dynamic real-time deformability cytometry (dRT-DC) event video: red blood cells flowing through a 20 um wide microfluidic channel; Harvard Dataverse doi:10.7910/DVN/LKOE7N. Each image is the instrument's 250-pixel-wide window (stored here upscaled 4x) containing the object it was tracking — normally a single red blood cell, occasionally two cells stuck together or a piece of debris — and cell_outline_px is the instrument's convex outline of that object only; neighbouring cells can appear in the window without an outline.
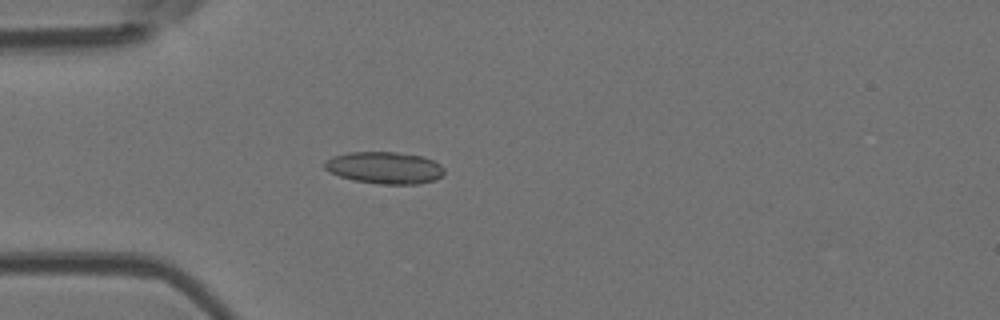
{"species": "Egyptian fruit bat (a non-hibernating species)", "species_latin": "Rousettus aegyptiacus", "temperature_condition": "room temperature", "stored_images_in_passage": 4, "camera_frame_rate_fps": 3000, "um_per_image_px": 0.085, "animal": {"sex": "female"}, "frame": {"image": 1, "passage_image": 4, "time_ms": 4.333, "image_size_px": [1000, 320], "cell_outline_px": [[444, 172], [436, 180], [420, 184], [380, 184], [352, 180], [328, 172], [324, 168], [324, 160], [332, 156], [348, 152], [396, 152], [424, 156], [440, 164], [444, 168]], "centroid_in_image_um": [32.67, 14.26], "position_along_channel_um": 52.3, "area_um2": 22.54}}